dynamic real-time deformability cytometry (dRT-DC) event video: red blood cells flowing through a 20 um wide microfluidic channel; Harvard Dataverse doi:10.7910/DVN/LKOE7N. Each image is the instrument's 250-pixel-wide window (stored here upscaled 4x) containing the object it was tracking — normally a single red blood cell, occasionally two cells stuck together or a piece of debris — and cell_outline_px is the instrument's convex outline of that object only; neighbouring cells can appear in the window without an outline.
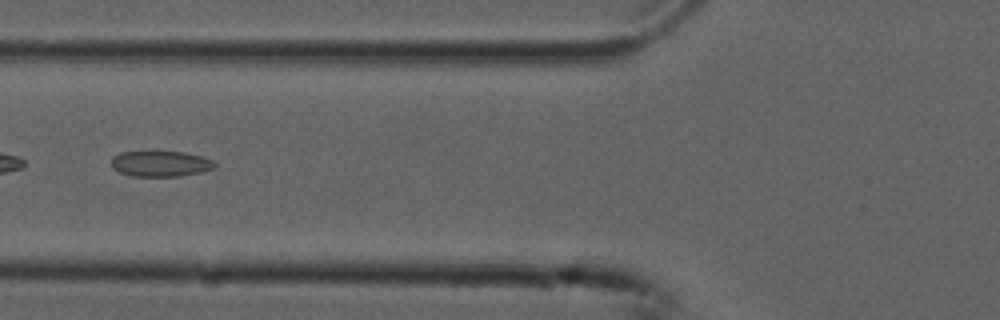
{"species": "common noctule bat (a hibernating species)", "species_latin": "Nyctalus noctula", "temperature_condition": "cold", "stored_images_in_passage": 46, "camera_frame_rate_fps": 3000, "um_per_image_px": 0.085, "animal": {"sex": "male", "forearm_length_mm": 52.5}, "frame": {"image": 1, "passage_image": 14, "time_ms": 4.333, "image_size_px": [1000, 320], "cell_outline_px": [[216, 168], [200, 172], [180, 176], [132, 176], [120, 172], [112, 168], [112, 156], [120, 152], [156, 148], [184, 152], [200, 156], [212, 160], [216, 164]], "centroid_in_image_um": [13.61, 13.86], "position_along_channel_um": 112.2, "area_um2": 16.3}}
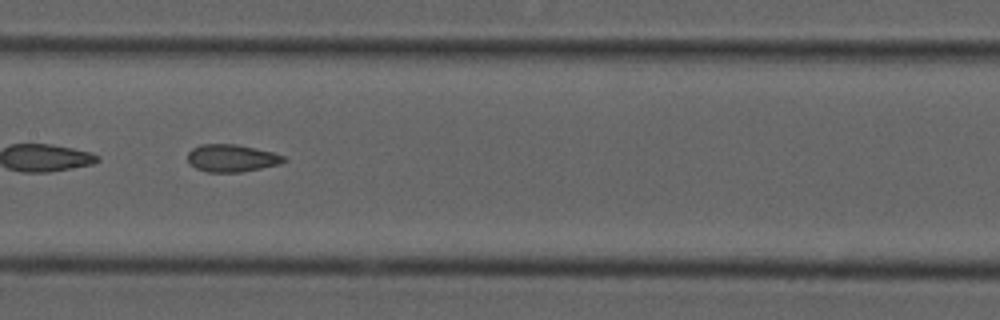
{"frame": {"image": 2, "passage_image": 20, "time_ms": 6.333, "image_size_px": [1000, 320], "cell_outline_px": [[288, 160], [280, 164], [240, 172], [208, 172], [196, 168], [188, 164], [188, 152], [192, 148], [200, 144], [236, 144], [272, 152], [284, 156]], "centroid_in_image_um": [19.67, 13.44], "position_along_channel_um": 187.7, "area_um2": 15.37}}
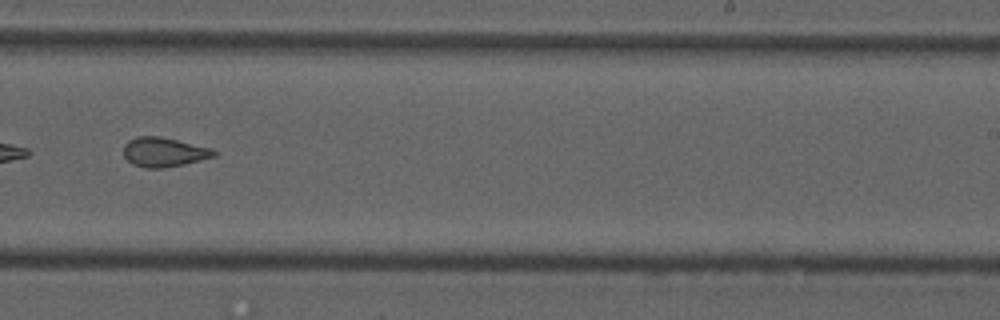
{"frame": {"image": 3, "passage_image": 27, "time_ms": 8.667, "image_size_px": [1000, 320], "cell_outline_px": [[216, 156], [184, 164], [164, 168], [144, 168], [132, 164], [124, 156], [124, 144], [128, 140], [136, 136], [160, 136], [212, 148], [216, 152]], "centroid_in_image_um": [13.91, 12.92], "position_along_channel_um": 275.1, "area_um2": 15.55}, "authors_computed_cell_mechanics": {"area_um2": 17.1088, "velocity_mm_per_s": 3.7681, "shape_relaxation_time_tau1_ms": null, "shape_relaxation_time_tau2_ms": 1.9972, "deformation_change_tau1": null, "deformation_change_tau2": 0.0976}}